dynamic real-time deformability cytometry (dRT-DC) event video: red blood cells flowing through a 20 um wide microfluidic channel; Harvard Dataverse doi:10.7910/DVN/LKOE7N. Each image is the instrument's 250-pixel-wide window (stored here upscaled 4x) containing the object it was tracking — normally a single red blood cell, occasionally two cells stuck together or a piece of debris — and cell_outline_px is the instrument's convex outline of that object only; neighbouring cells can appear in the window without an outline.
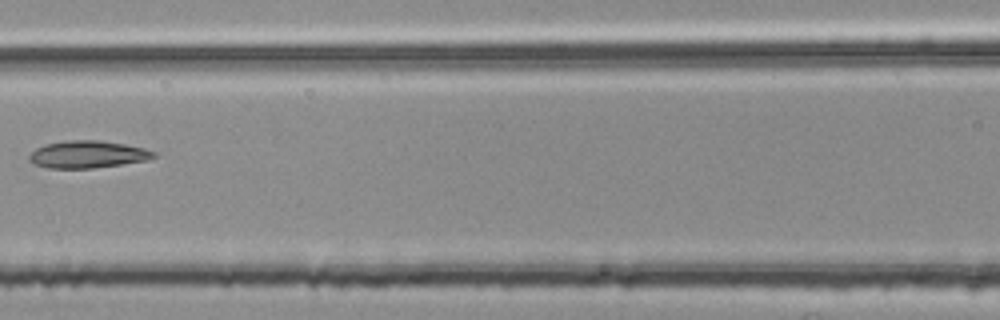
{"species": "common noctule bat (a hibernating species)", "species_latin": "Nyctalus noctula", "temperature_condition": "room temperature", "stored_images_in_passage": 4, "camera_frame_rate_fps": 3000, "um_per_image_px": 0.085, "animal": {"sex": "female", "body_mass_g": 25.1}, "frame": {"image": 1, "passage_image": 4, "time_ms": 1.0, "image_size_px": [1000, 320], "cell_outline_px": [[156, 156], [148, 160], [92, 168], [48, 168], [36, 164], [28, 160], [28, 156], [36, 148], [44, 144], [64, 140], [100, 140], [124, 144], [144, 148], [156, 152]], "centroid_in_image_um": [7.43, 13.11], "position_along_channel_um": 159.2, "area_um2": 19.77}}